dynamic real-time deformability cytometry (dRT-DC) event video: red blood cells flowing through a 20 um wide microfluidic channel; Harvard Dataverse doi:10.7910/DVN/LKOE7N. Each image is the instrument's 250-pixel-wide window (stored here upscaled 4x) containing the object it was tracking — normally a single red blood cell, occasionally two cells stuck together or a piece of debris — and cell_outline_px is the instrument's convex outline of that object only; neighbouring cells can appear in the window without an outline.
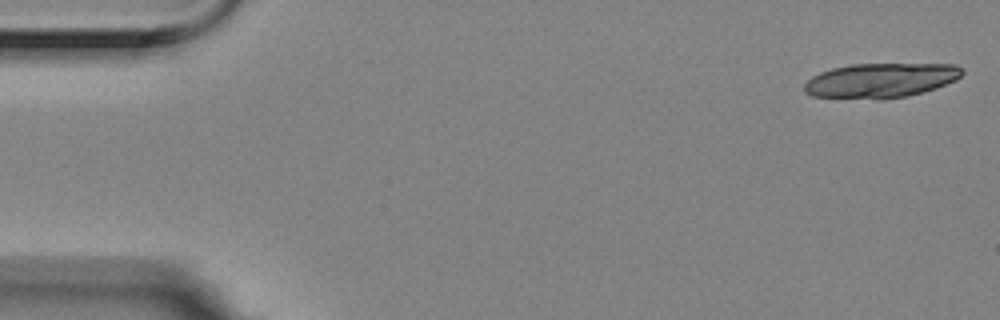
{"species": "Egyptian fruit bat (a non-hibernating species)", "species_latin": "Rousettus aegyptiacus", "temperature_condition": "room temperature", "stored_images_in_passage": 6, "camera_frame_rate_fps": 3000, "um_per_image_px": 0.085, "animal": {"sex": "female"}, "frame": {"image": 1, "passage_image": 1, "time_ms": 0.0, "image_size_px": [1000, 320], "cell_outline_px": [[964, 72], [956, 80], [936, 88], [908, 96], [880, 100], [812, 96], [804, 92], [804, 84], [812, 76], [820, 72], [832, 68], [852, 64], [956, 64], [964, 68]], "centroid_in_image_um": [74.87, 6.84], "position_along_channel_um": 10.1, "area_um2": 32.14}}